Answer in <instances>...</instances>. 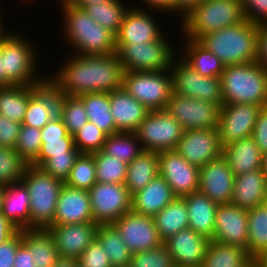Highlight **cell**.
I'll return each mask as SVG.
<instances>
[{"label": "cell", "instance_id": "obj_1", "mask_svg": "<svg viewBox=\"0 0 267 267\" xmlns=\"http://www.w3.org/2000/svg\"><path fill=\"white\" fill-rule=\"evenodd\" d=\"M63 66L47 81L59 95L80 96L86 93L120 89L123 67L116 52L110 55H75L67 57Z\"/></svg>", "mask_w": 267, "mask_h": 267}, {"label": "cell", "instance_id": "obj_2", "mask_svg": "<svg viewBox=\"0 0 267 267\" xmlns=\"http://www.w3.org/2000/svg\"><path fill=\"white\" fill-rule=\"evenodd\" d=\"M63 14V32L77 55H110L116 52L115 35L95 22L84 9L57 0Z\"/></svg>", "mask_w": 267, "mask_h": 267}, {"label": "cell", "instance_id": "obj_3", "mask_svg": "<svg viewBox=\"0 0 267 267\" xmlns=\"http://www.w3.org/2000/svg\"><path fill=\"white\" fill-rule=\"evenodd\" d=\"M259 25L250 21L202 36L198 42L227 65L257 61Z\"/></svg>", "mask_w": 267, "mask_h": 267}, {"label": "cell", "instance_id": "obj_4", "mask_svg": "<svg viewBox=\"0 0 267 267\" xmlns=\"http://www.w3.org/2000/svg\"><path fill=\"white\" fill-rule=\"evenodd\" d=\"M220 80L224 104L267 106V69L257 62L227 65Z\"/></svg>", "mask_w": 267, "mask_h": 267}, {"label": "cell", "instance_id": "obj_5", "mask_svg": "<svg viewBox=\"0 0 267 267\" xmlns=\"http://www.w3.org/2000/svg\"><path fill=\"white\" fill-rule=\"evenodd\" d=\"M245 21L241 0H203L181 20L185 38L202 36Z\"/></svg>", "mask_w": 267, "mask_h": 267}, {"label": "cell", "instance_id": "obj_6", "mask_svg": "<svg viewBox=\"0 0 267 267\" xmlns=\"http://www.w3.org/2000/svg\"><path fill=\"white\" fill-rule=\"evenodd\" d=\"M21 182L30 198V229H47L53 224L58 196L64 182L28 165Z\"/></svg>", "mask_w": 267, "mask_h": 267}, {"label": "cell", "instance_id": "obj_7", "mask_svg": "<svg viewBox=\"0 0 267 267\" xmlns=\"http://www.w3.org/2000/svg\"><path fill=\"white\" fill-rule=\"evenodd\" d=\"M17 34V35H16ZM19 33L10 32L2 37L3 70L5 87L12 85H37L47 81V75H37L36 49ZM43 76V77H42Z\"/></svg>", "mask_w": 267, "mask_h": 267}, {"label": "cell", "instance_id": "obj_8", "mask_svg": "<svg viewBox=\"0 0 267 267\" xmlns=\"http://www.w3.org/2000/svg\"><path fill=\"white\" fill-rule=\"evenodd\" d=\"M166 36V37H165ZM164 33L157 39L144 44H115L116 54L124 72H160L170 69L176 56L172 45Z\"/></svg>", "mask_w": 267, "mask_h": 267}, {"label": "cell", "instance_id": "obj_9", "mask_svg": "<svg viewBox=\"0 0 267 267\" xmlns=\"http://www.w3.org/2000/svg\"><path fill=\"white\" fill-rule=\"evenodd\" d=\"M122 87L150 111L165 110L172 94V77L169 69L124 72Z\"/></svg>", "mask_w": 267, "mask_h": 267}, {"label": "cell", "instance_id": "obj_10", "mask_svg": "<svg viewBox=\"0 0 267 267\" xmlns=\"http://www.w3.org/2000/svg\"><path fill=\"white\" fill-rule=\"evenodd\" d=\"M171 61L172 93L208 101L222 106L223 94L220 77H205L195 71L180 56Z\"/></svg>", "mask_w": 267, "mask_h": 267}, {"label": "cell", "instance_id": "obj_11", "mask_svg": "<svg viewBox=\"0 0 267 267\" xmlns=\"http://www.w3.org/2000/svg\"><path fill=\"white\" fill-rule=\"evenodd\" d=\"M184 130L166 110L149 111L135 134L146 151L175 150Z\"/></svg>", "mask_w": 267, "mask_h": 267}, {"label": "cell", "instance_id": "obj_12", "mask_svg": "<svg viewBox=\"0 0 267 267\" xmlns=\"http://www.w3.org/2000/svg\"><path fill=\"white\" fill-rule=\"evenodd\" d=\"M88 192L92 217L97 225L113 224L131 211L132 195L125 184L96 182Z\"/></svg>", "mask_w": 267, "mask_h": 267}, {"label": "cell", "instance_id": "obj_13", "mask_svg": "<svg viewBox=\"0 0 267 267\" xmlns=\"http://www.w3.org/2000/svg\"><path fill=\"white\" fill-rule=\"evenodd\" d=\"M220 108L219 104L172 93L165 110L181 124L185 131L217 128Z\"/></svg>", "mask_w": 267, "mask_h": 267}, {"label": "cell", "instance_id": "obj_14", "mask_svg": "<svg viewBox=\"0 0 267 267\" xmlns=\"http://www.w3.org/2000/svg\"><path fill=\"white\" fill-rule=\"evenodd\" d=\"M262 108L261 104H223L217 126L222 147L250 137Z\"/></svg>", "mask_w": 267, "mask_h": 267}, {"label": "cell", "instance_id": "obj_15", "mask_svg": "<svg viewBox=\"0 0 267 267\" xmlns=\"http://www.w3.org/2000/svg\"><path fill=\"white\" fill-rule=\"evenodd\" d=\"M113 225L132 254L157 248L163 244L152 216L141 215L131 210Z\"/></svg>", "mask_w": 267, "mask_h": 267}, {"label": "cell", "instance_id": "obj_16", "mask_svg": "<svg viewBox=\"0 0 267 267\" xmlns=\"http://www.w3.org/2000/svg\"><path fill=\"white\" fill-rule=\"evenodd\" d=\"M159 175L176 197L183 198L199 190L200 168L190 164L176 150L159 152Z\"/></svg>", "mask_w": 267, "mask_h": 267}, {"label": "cell", "instance_id": "obj_17", "mask_svg": "<svg viewBox=\"0 0 267 267\" xmlns=\"http://www.w3.org/2000/svg\"><path fill=\"white\" fill-rule=\"evenodd\" d=\"M190 164L199 168L222 156L217 128L185 130L176 149Z\"/></svg>", "mask_w": 267, "mask_h": 267}, {"label": "cell", "instance_id": "obj_18", "mask_svg": "<svg viewBox=\"0 0 267 267\" xmlns=\"http://www.w3.org/2000/svg\"><path fill=\"white\" fill-rule=\"evenodd\" d=\"M211 240L246 249L248 244V213L232 203L220 204L216 210L214 236Z\"/></svg>", "mask_w": 267, "mask_h": 267}, {"label": "cell", "instance_id": "obj_19", "mask_svg": "<svg viewBox=\"0 0 267 267\" xmlns=\"http://www.w3.org/2000/svg\"><path fill=\"white\" fill-rule=\"evenodd\" d=\"M98 226L94 222L72 223L51 225L47 230L52 235L59 257L78 259L96 239Z\"/></svg>", "mask_w": 267, "mask_h": 267}, {"label": "cell", "instance_id": "obj_20", "mask_svg": "<svg viewBox=\"0 0 267 267\" xmlns=\"http://www.w3.org/2000/svg\"><path fill=\"white\" fill-rule=\"evenodd\" d=\"M234 177L228 162L221 156L200 168L199 191L218 205L231 203Z\"/></svg>", "mask_w": 267, "mask_h": 267}, {"label": "cell", "instance_id": "obj_21", "mask_svg": "<svg viewBox=\"0 0 267 267\" xmlns=\"http://www.w3.org/2000/svg\"><path fill=\"white\" fill-rule=\"evenodd\" d=\"M145 10L136 6L129 7L124 14L121 28L115 35V44H144L157 40L163 34L156 19Z\"/></svg>", "mask_w": 267, "mask_h": 267}, {"label": "cell", "instance_id": "obj_22", "mask_svg": "<svg viewBox=\"0 0 267 267\" xmlns=\"http://www.w3.org/2000/svg\"><path fill=\"white\" fill-rule=\"evenodd\" d=\"M211 240L190 228L183 229L163 242L174 265L202 266Z\"/></svg>", "mask_w": 267, "mask_h": 267}, {"label": "cell", "instance_id": "obj_23", "mask_svg": "<svg viewBox=\"0 0 267 267\" xmlns=\"http://www.w3.org/2000/svg\"><path fill=\"white\" fill-rule=\"evenodd\" d=\"M94 222L90 195L87 190L63 185L57 200L56 214L52 225L81 224Z\"/></svg>", "mask_w": 267, "mask_h": 267}, {"label": "cell", "instance_id": "obj_24", "mask_svg": "<svg viewBox=\"0 0 267 267\" xmlns=\"http://www.w3.org/2000/svg\"><path fill=\"white\" fill-rule=\"evenodd\" d=\"M111 114L119 132H135L150 111L123 87L109 93Z\"/></svg>", "mask_w": 267, "mask_h": 267}, {"label": "cell", "instance_id": "obj_25", "mask_svg": "<svg viewBox=\"0 0 267 267\" xmlns=\"http://www.w3.org/2000/svg\"><path fill=\"white\" fill-rule=\"evenodd\" d=\"M42 145L38 157L30 164L40 167L51 156L80 153L74 138L67 131L62 119L57 115L41 129Z\"/></svg>", "mask_w": 267, "mask_h": 267}, {"label": "cell", "instance_id": "obj_26", "mask_svg": "<svg viewBox=\"0 0 267 267\" xmlns=\"http://www.w3.org/2000/svg\"><path fill=\"white\" fill-rule=\"evenodd\" d=\"M266 201L267 180L262 169L234 177L232 204L248 210Z\"/></svg>", "mask_w": 267, "mask_h": 267}, {"label": "cell", "instance_id": "obj_27", "mask_svg": "<svg viewBox=\"0 0 267 267\" xmlns=\"http://www.w3.org/2000/svg\"><path fill=\"white\" fill-rule=\"evenodd\" d=\"M176 198L169 184L159 174L143 189L132 195L131 210L154 217Z\"/></svg>", "mask_w": 267, "mask_h": 267}, {"label": "cell", "instance_id": "obj_28", "mask_svg": "<svg viewBox=\"0 0 267 267\" xmlns=\"http://www.w3.org/2000/svg\"><path fill=\"white\" fill-rule=\"evenodd\" d=\"M57 90L46 81L30 98L22 125L42 129L58 115Z\"/></svg>", "mask_w": 267, "mask_h": 267}, {"label": "cell", "instance_id": "obj_29", "mask_svg": "<svg viewBox=\"0 0 267 267\" xmlns=\"http://www.w3.org/2000/svg\"><path fill=\"white\" fill-rule=\"evenodd\" d=\"M183 198L188 209L189 228L211 240L218 204L199 190Z\"/></svg>", "mask_w": 267, "mask_h": 267}, {"label": "cell", "instance_id": "obj_30", "mask_svg": "<svg viewBox=\"0 0 267 267\" xmlns=\"http://www.w3.org/2000/svg\"><path fill=\"white\" fill-rule=\"evenodd\" d=\"M222 156L234 176L261 169L263 160V154L251 136L223 146Z\"/></svg>", "mask_w": 267, "mask_h": 267}, {"label": "cell", "instance_id": "obj_31", "mask_svg": "<svg viewBox=\"0 0 267 267\" xmlns=\"http://www.w3.org/2000/svg\"><path fill=\"white\" fill-rule=\"evenodd\" d=\"M1 213L19 230L30 229V198L22 182L3 186Z\"/></svg>", "mask_w": 267, "mask_h": 267}, {"label": "cell", "instance_id": "obj_32", "mask_svg": "<svg viewBox=\"0 0 267 267\" xmlns=\"http://www.w3.org/2000/svg\"><path fill=\"white\" fill-rule=\"evenodd\" d=\"M159 174L158 152L143 150L130 164H127L125 186L133 195L143 189Z\"/></svg>", "mask_w": 267, "mask_h": 267}, {"label": "cell", "instance_id": "obj_33", "mask_svg": "<svg viewBox=\"0 0 267 267\" xmlns=\"http://www.w3.org/2000/svg\"><path fill=\"white\" fill-rule=\"evenodd\" d=\"M42 85H12L0 88V115L22 123L29 98Z\"/></svg>", "mask_w": 267, "mask_h": 267}, {"label": "cell", "instance_id": "obj_34", "mask_svg": "<svg viewBox=\"0 0 267 267\" xmlns=\"http://www.w3.org/2000/svg\"><path fill=\"white\" fill-rule=\"evenodd\" d=\"M185 40H187L186 43L183 41L185 52L180 54L181 58L202 76L220 77L225 68L221 60L198 41L189 38Z\"/></svg>", "mask_w": 267, "mask_h": 267}, {"label": "cell", "instance_id": "obj_35", "mask_svg": "<svg viewBox=\"0 0 267 267\" xmlns=\"http://www.w3.org/2000/svg\"><path fill=\"white\" fill-rule=\"evenodd\" d=\"M153 218L163 242L179 231L189 228L188 209L184 198L176 197Z\"/></svg>", "mask_w": 267, "mask_h": 267}, {"label": "cell", "instance_id": "obj_36", "mask_svg": "<svg viewBox=\"0 0 267 267\" xmlns=\"http://www.w3.org/2000/svg\"><path fill=\"white\" fill-rule=\"evenodd\" d=\"M22 242L32 251L36 267H53L59 258L52 235L47 229L22 230Z\"/></svg>", "mask_w": 267, "mask_h": 267}, {"label": "cell", "instance_id": "obj_37", "mask_svg": "<svg viewBox=\"0 0 267 267\" xmlns=\"http://www.w3.org/2000/svg\"><path fill=\"white\" fill-rule=\"evenodd\" d=\"M78 97L83 101L88 121L93 122L107 136L119 132L111 114L109 93L93 92Z\"/></svg>", "mask_w": 267, "mask_h": 267}, {"label": "cell", "instance_id": "obj_38", "mask_svg": "<svg viewBox=\"0 0 267 267\" xmlns=\"http://www.w3.org/2000/svg\"><path fill=\"white\" fill-rule=\"evenodd\" d=\"M247 213V254L251 259H259L267 252V201L248 209Z\"/></svg>", "mask_w": 267, "mask_h": 267}, {"label": "cell", "instance_id": "obj_39", "mask_svg": "<svg viewBox=\"0 0 267 267\" xmlns=\"http://www.w3.org/2000/svg\"><path fill=\"white\" fill-rule=\"evenodd\" d=\"M250 260L246 249L211 240L201 267H243Z\"/></svg>", "mask_w": 267, "mask_h": 267}, {"label": "cell", "instance_id": "obj_40", "mask_svg": "<svg viewBox=\"0 0 267 267\" xmlns=\"http://www.w3.org/2000/svg\"><path fill=\"white\" fill-rule=\"evenodd\" d=\"M96 240L108 254L112 267H129L132 253L113 224L99 225Z\"/></svg>", "mask_w": 267, "mask_h": 267}, {"label": "cell", "instance_id": "obj_41", "mask_svg": "<svg viewBox=\"0 0 267 267\" xmlns=\"http://www.w3.org/2000/svg\"><path fill=\"white\" fill-rule=\"evenodd\" d=\"M122 0H108L86 5L83 9L99 25L116 35L121 28L124 14L129 9Z\"/></svg>", "mask_w": 267, "mask_h": 267}, {"label": "cell", "instance_id": "obj_42", "mask_svg": "<svg viewBox=\"0 0 267 267\" xmlns=\"http://www.w3.org/2000/svg\"><path fill=\"white\" fill-rule=\"evenodd\" d=\"M144 149L135 132H118L106 137L102 151L130 164Z\"/></svg>", "mask_w": 267, "mask_h": 267}, {"label": "cell", "instance_id": "obj_43", "mask_svg": "<svg viewBox=\"0 0 267 267\" xmlns=\"http://www.w3.org/2000/svg\"><path fill=\"white\" fill-rule=\"evenodd\" d=\"M58 116L72 136L88 122L83 101L78 96L59 95Z\"/></svg>", "mask_w": 267, "mask_h": 267}, {"label": "cell", "instance_id": "obj_44", "mask_svg": "<svg viewBox=\"0 0 267 267\" xmlns=\"http://www.w3.org/2000/svg\"><path fill=\"white\" fill-rule=\"evenodd\" d=\"M96 183V166L93 154L80 153L64 184L89 191Z\"/></svg>", "mask_w": 267, "mask_h": 267}, {"label": "cell", "instance_id": "obj_45", "mask_svg": "<svg viewBox=\"0 0 267 267\" xmlns=\"http://www.w3.org/2000/svg\"><path fill=\"white\" fill-rule=\"evenodd\" d=\"M96 166V182L124 184L127 174V164L113 156H108L102 150L92 153Z\"/></svg>", "mask_w": 267, "mask_h": 267}, {"label": "cell", "instance_id": "obj_46", "mask_svg": "<svg viewBox=\"0 0 267 267\" xmlns=\"http://www.w3.org/2000/svg\"><path fill=\"white\" fill-rule=\"evenodd\" d=\"M28 164L14 148L0 146V185L21 182Z\"/></svg>", "mask_w": 267, "mask_h": 267}, {"label": "cell", "instance_id": "obj_47", "mask_svg": "<svg viewBox=\"0 0 267 267\" xmlns=\"http://www.w3.org/2000/svg\"><path fill=\"white\" fill-rule=\"evenodd\" d=\"M41 145V129L21 125L20 133L14 149L28 165H30L38 157Z\"/></svg>", "mask_w": 267, "mask_h": 267}, {"label": "cell", "instance_id": "obj_48", "mask_svg": "<svg viewBox=\"0 0 267 267\" xmlns=\"http://www.w3.org/2000/svg\"><path fill=\"white\" fill-rule=\"evenodd\" d=\"M106 137L107 135L91 121L73 135L75 147L80 153L87 154L102 150Z\"/></svg>", "mask_w": 267, "mask_h": 267}, {"label": "cell", "instance_id": "obj_49", "mask_svg": "<svg viewBox=\"0 0 267 267\" xmlns=\"http://www.w3.org/2000/svg\"><path fill=\"white\" fill-rule=\"evenodd\" d=\"M129 267H174L173 259L166 246L133 253Z\"/></svg>", "mask_w": 267, "mask_h": 267}, {"label": "cell", "instance_id": "obj_50", "mask_svg": "<svg viewBox=\"0 0 267 267\" xmlns=\"http://www.w3.org/2000/svg\"><path fill=\"white\" fill-rule=\"evenodd\" d=\"M79 154L66 153V155L51 156L40 168L54 178L65 182Z\"/></svg>", "mask_w": 267, "mask_h": 267}, {"label": "cell", "instance_id": "obj_51", "mask_svg": "<svg viewBox=\"0 0 267 267\" xmlns=\"http://www.w3.org/2000/svg\"><path fill=\"white\" fill-rule=\"evenodd\" d=\"M77 260L82 267H112L108 254L96 239L90 243Z\"/></svg>", "mask_w": 267, "mask_h": 267}, {"label": "cell", "instance_id": "obj_52", "mask_svg": "<svg viewBox=\"0 0 267 267\" xmlns=\"http://www.w3.org/2000/svg\"><path fill=\"white\" fill-rule=\"evenodd\" d=\"M245 20L253 24H267V0H241Z\"/></svg>", "mask_w": 267, "mask_h": 267}, {"label": "cell", "instance_id": "obj_53", "mask_svg": "<svg viewBox=\"0 0 267 267\" xmlns=\"http://www.w3.org/2000/svg\"><path fill=\"white\" fill-rule=\"evenodd\" d=\"M21 123L0 115V146L14 148L20 133Z\"/></svg>", "mask_w": 267, "mask_h": 267}, {"label": "cell", "instance_id": "obj_54", "mask_svg": "<svg viewBox=\"0 0 267 267\" xmlns=\"http://www.w3.org/2000/svg\"><path fill=\"white\" fill-rule=\"evenodd\" d=\"M22 243V230H19L6 242L0 244V267H14V258L18 246Z\"/></svg>", "mask_w": 267, "mask_h": 267}, {"label": "cell", "instance_id": "obj_55", "mask_svg": "<svg viewBox=\"0 0 267 267\" xmlns=\"http://www.w3.org/2000/svg\"><path fill=\"white\" fill-rule=\"evenodd\" d=\"M251 137L262 154L267 152V106L259 112Z\"/></svg>", "mask_w": 267, "mask_h": 267}, {"label": "cell", "instance_id": "obj_56", "mask_svg": "<svg viewBox=\"0 0 267 267\" xmlns=\"http://www.w3.org/2000/svg\"><path fill=\"white\" fill-rule=\"evenodd\" d=\"M256 62L267 69V24L259 25Z\"/></svg>", "mask_w": 267, "mask_h": 267}, {"label": "cell", "instance_id": "obj_57", "mask_svg": "<svg viewBox=\"0 0 267 267\" xmlns=\"http://www.w3.org/2000/svg\"><path fill=\"white\" fill-rule=\"evenodd\" d=\"M14 267H36L32 251L23 242L18 246L14 258Z\"/></svg>", "mask_w": 267, "mask_h": 267}, {"label": "cell", "instance_id": "obj_58", "mask_svg": "<svg viewBox=\"0 0 267 267\" xmlns=\"http://www.w3.org/2000/svg\"><path fill=\"white\" fill-rule=\"evenodd\" d=\"M19 229L14 226L1 212H0V244L6 242L13 235H15Z\"/></svg>", "mask_w": 267, "mask_h": 267}, {"label": "cell", "instance_id": "obj_59", "mask_svg": "<svg viewBox=\"0 0 267 267\" xmlns=\"http://www.w3.org/2000/svg\"><path fill=\"white\" fill-rule=\"evenodd\" d=\"M144 1V2H143ZM142 3L147 6L146 9L161 11L164 13H174V0H143Z\"/></svg>", "mask_w": 267, "mask_h": 267}, {"label": "cell", "instance_id": "obj_60", "mask_svg": "<svg viewBox=\"0 0 267 267\" xmlns=\"http://www.w3.org/2000/svg\"><path fill=\"white\" fill-rule=\"evenodd\" d=\"M203 0H174V13L182 19L197 7ZM181 13V15H179Z\"/></svg>", "mask_w": 267, "mask_h": 267}, {"label": "cell", "instance_id": "obj_61", "mask_svg": "<svg viewBox=\"0 0 267 267\" xmlns=\"http://www.w3.org/2000/svg\"><path fill=\"white\" fill-rule=\"evenodd\" d=\"M77 259L59 257L53 267H78Z\"/></svg>", "mask_w": 267, "mask_h": 267}, {"label": "cell", "instance_id": "obj_62", "mask_svg": "<svg viewBox=\"0 0 267 267\" xmlns=\"http://www.w3.org/2000/svg\"><path fill=\"white\" fill-rule=\"evenodd\" d=\"M67 1L73 6L83 9L86 5L105 2L108 0H67Z\"/></svg>", "mask_w": 267, "mask_h": 267}, {"label": "cell", "instance_id": "obj_63", "mask_svg": "<svg viewBox=\"0 0 267 267\" xmlns=\"http://www.w3.org/2000/svg\"><path fill=\"white\" fill-rule=\"evenodd\" d=\"M5 87V70H3L2 38L0 39V88Z\"/></svg>", "mask_w": 267, "mask_h": 267}, {"label": "cell", "instance_id": "obj_64", "mask_svg": "<svg viewBox=\"0 0 267 267\" xmlns=\"http://www.w3.org/2000/svg\"><path fill=\"white\" fill-rule=\"evenodd\" d=\"M261 169L263 170L265 179L267 180V152L263 154Z\"/></svg>", "mask_w": 267, "mask_h": 267}, {"label": "cell", "instance_id": "obj_65", "mask_svg": "<svg viewBox=\"0 0 267 267\" xmlns=\"http://www.w3.org/2000/svg\"><path fill=\"white\" fill-rule=\"evenodd\" d=\"M243 267H261L258 259H251L246 265Z\"/></svg>", "mask_w": 267, "mask_h": 267}, {"label": "cell", "instance_id": "obj_66", "mask_svg": "<svg viewBox=\"0 0 267 267\" xmlns=\"http://www.w3.org/2000/svg\"><path fill=\"white\" fill-rule=\"evenodd\" d=\"M261 267H267V252L258 259Z\"/></svg>", "mask_w": 267, "mask_h": 267}, {"label": "cell", "instance_id": "obj_67", "mask_svg": "<svg viewBox=\"0 0 267 267\" xmlns=\"http://www.w3.org/2000/svg\"><path fill=\"white\" fill-rule=\"evenodd\" d=\"M2 18H1V15H0V39L4 36H6L9 32L7 30L4 29L3 27V22H2ZM3 29V30H2ZM5 30V31H4Z\"/></svg>", "mask_w": 267, "mask_h": 267}, {"label": "cell", "instance_id": "obj_68", "mask_svg": "<svg viewBox=\"0 0 267 267\" xmlns=\"http://www.w3.org/2000/svg\"><path fill=\"white\" fill-rule=\"evenodd\" d=\"M3 186L0 185V212L2 210Z\"/></svg>", "mask_w": 267, "mask_h": 267}, {"label": "cell", "instance_id": "obj_69", "mask_svg": "<svg viewBox=\"0 0 267 267\" xmlns=\"http://www.w3.org/2000/svg\"><path fill=\"white\" fill-rule=\"evenodd\" d=\"M174 267H201V266H180V265H174Z\"/></svg>", "mask_w": 267, "mask_h": 267}]
</instances>
